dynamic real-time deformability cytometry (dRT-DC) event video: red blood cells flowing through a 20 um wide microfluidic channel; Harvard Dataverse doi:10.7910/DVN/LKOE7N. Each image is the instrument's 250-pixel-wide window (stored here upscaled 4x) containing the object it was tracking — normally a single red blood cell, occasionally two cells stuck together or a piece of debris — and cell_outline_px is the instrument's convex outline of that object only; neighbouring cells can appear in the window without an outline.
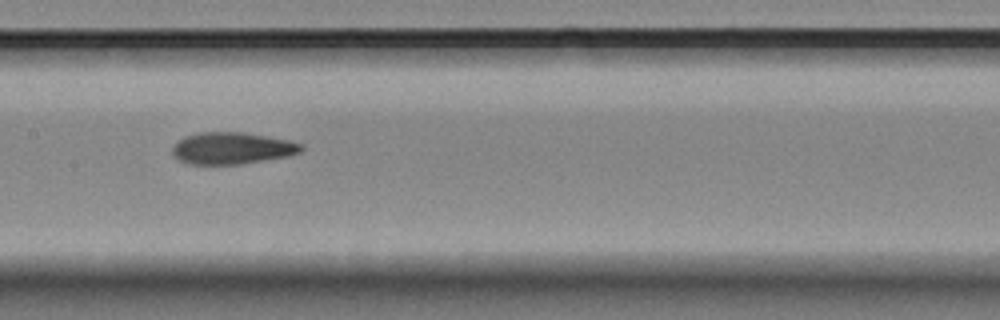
{"species": "Egyptian fruit bat (a non-hibernating species)", "species_latin": "Rousettus aegyptiacus", "temperature_condition": "room temperature", "stored_images_in_passage": 15, "camera_frame_rate_fps": 3000, "um_per_image_px": 0.085, "animal": {"sex": "female"}, "frame": {"image": 1, "passage_image": 7, "time_ms": 2.0, "image_size_px": [1000, 320], "cell_outline_px": [[304, 148], [300, 152], [288, 156], [240, 164], [188, 164], [176, 160], [172, 156], [172, 148], [184, 136], [200, 132], [240, 132], [288, 140], [304, 144]], "centroid_in_image_um": [19.69, 12.61], "position_along_channel_um": 187.7, "area_um2": 23.87}}
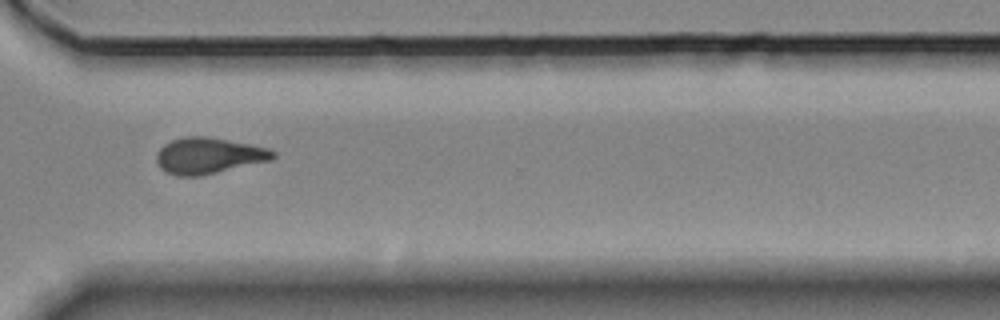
{"frame": {"image": 2, "passage_image": 11, "time_ms": 3.333, "image_size_px": [1000, 320], "cell_outline_px": [[276, 156], [272, 160], [200, 176], [176, 176], [160, 168], [156, 160], [156, 152], [164, 144], [172, 140], [184, 136], [208, 136], [268, 148], [276, 152]], "centroid_in_image_um": [17.72, 13.23], "position_along_channel_um": 352.9, "area_um2": 24.57}}
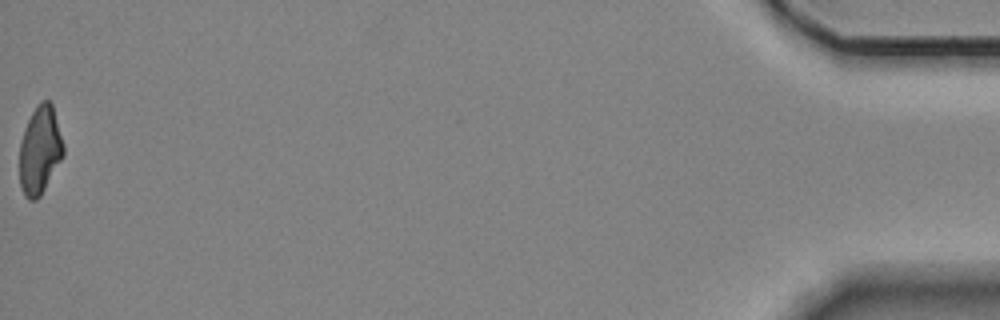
{"frame": {"image": 3, "passage_image": 15, "time_ms": 4.667, "image_size_px": [1000, 320], "cell_outline_px": [[64, 156], [40, 196], [36, 200], [28, 200], [24, 196], [20, 184], [20, 140], [24, 128], [36, 104], [40, 100], [48, 100], [52, 104], [64, 144]], "centroid_in_image_um": [3.39, 12.76], "position_along_channel_um": 431.8, "area_um2": 22.66}}